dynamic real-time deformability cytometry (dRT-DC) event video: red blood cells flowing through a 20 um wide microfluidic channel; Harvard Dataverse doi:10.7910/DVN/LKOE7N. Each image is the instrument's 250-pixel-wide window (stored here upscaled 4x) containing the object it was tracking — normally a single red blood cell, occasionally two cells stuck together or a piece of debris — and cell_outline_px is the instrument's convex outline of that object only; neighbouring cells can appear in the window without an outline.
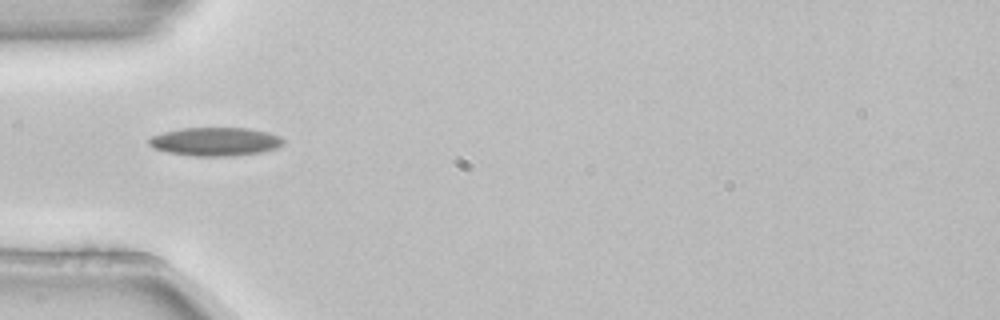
{"species": "common noctule bat (a hibernating species)", "species_latin": "Nyctalus noctula", "temperature_condition": "room temperature", "stored_images_in_passage": 2, "camera_frame_rate_fps": 3000, "um_per_image_px": 0.085, "animal": {"sex": "female", "body_mass_g": 22.7, "forearm_length_mm": 54.2}, "frame": {"image": 1, "passage_image": 1, "time_ms": 0.0, "image_size_px": [1000, 320], "cell_outline_px": [[284, 144], [276, 148], [260, 152], [232, 156], [192, 156], [168, 152], [156, 148], [148, 144], [148, 140], [152, 136], [164, 132], [180, 128], [248, 128], [268, 132], [280, 136], [284, 140]], "centroid_in_image_um": [18.32, 12.03], "position_along_channel_um": 66.7, "area_um2": 22.25}}